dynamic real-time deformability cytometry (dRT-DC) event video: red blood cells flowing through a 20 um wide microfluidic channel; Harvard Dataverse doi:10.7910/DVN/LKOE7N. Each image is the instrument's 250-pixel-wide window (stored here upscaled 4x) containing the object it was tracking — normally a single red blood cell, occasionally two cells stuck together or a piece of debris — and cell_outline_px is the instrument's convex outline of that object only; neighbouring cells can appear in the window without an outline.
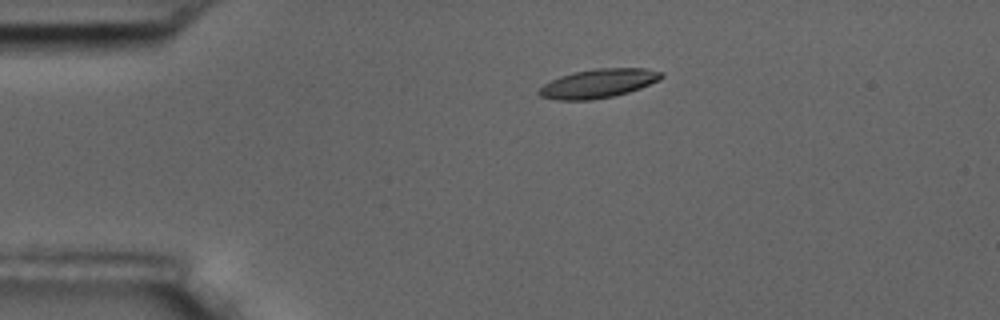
{"species": "common noctule bat (a hibernating species)", "species_latin": "Nyctalus noctula", "temperature_condition": "room temperature", "stored_images_in_passage": 3, "camera_frame_rate_fps": 3000, "um_per_image_px": 0.085, "animal": {"sex": "male", "body_mass_g": 17.5, "forearm_length_mm": 52.3}, "frame": {"image": 1, "passage_image": 1, "time_ms": 0.0, "image_size_px": [1000, 320], "cell_outline_px": [[664, 76], [660, 80], [640, 88], [628, 92], [612, 96], [592, 100], [556, 100], [540, 96], [536, 92], [544, 84], [560, 76], [576, 72], [596, 68], [648, 68], [664, 72]], "centroid_in_image_um": [50.89, 7.09], "position_along_channel_um": 34.1, "area_um2": 20.63}}
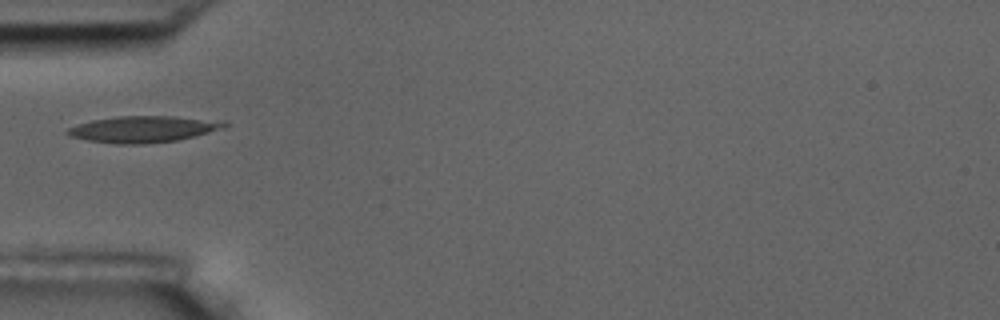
{"frame": {"image": 2, "passage_image": 3, "time_ms": 2.333, "image_size_px": [1000, 320], "cell_outline_px": [[228, 128], [196, 136], [176, 140], [144, 144], [116, 144], [88, 140], [72, 136], [64, 132], [68, 128], [76, 124], [92, 120], [116, 116], [176, 116], [228, 120]], "centroid_in_image_um": [12.29, 10.96], "position_along_channel_um": 72.7, "area_um2": 24.62}}